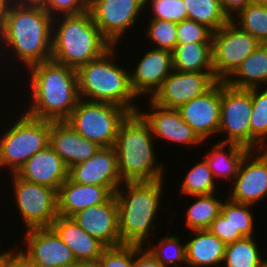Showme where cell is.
<instances>
[{
    "mask_svg": "<svg viewBox=\"0 0 267 267\" xmlns=\"http://www.w3.org/2000/svg\"><path fill=\"white\" fill-rule=\"evenodd\" d=\"M52 25L53 17L39 3L14 2L0 29V49L13 51L24 68L51 60Z\"/></svg>",
    "mask_w": 267,
    "mask_h": 267,
    "instance_id": "6da1fadb",
    "label": "cell"
},
{
    "mask_svg": "<svg viewBox=\"0 0 267 267\" xmlns=\"http://www.w3.org/2000/svg\"><path fill=\"white\" fill-rule=\"evenodd\" d=\"M28 69L32 102L25 113L44 120H66L80 100L77 69L53 60Z\"/></svg>",
    "mask_w": 267,
    "mask_h": 267,
    "instance_id": "7a4b0ae2",
    "label": "cell"
},
{
    "mask_svg": "<svg viewBox=\"0 0 267 267\" xmlns=\"http://www.w3.org/2000/svg\"><path fill=\"white\" fill-rule=\"evenodd\" d=\"M164 178L156 181L123 182L115 192L118 203L119 233L122 244L146 246L155 223L162 194ZM126 190V192H125ZM153 230V231H152ZM147 241V242H146Z\"/></svg>",
    "mask_w": 267,
    "mask_h": 267,
    "instance_id": "3957f363",
    "label": "cell"
},
{
    "mask_svg": "<svg viewBox=\"0 0 267 267\" xmlns=\"http://www.w3.org/2000/svg\"><path fill=\"white\" fill-rule=\"evenodd\" d=\"M59 17L53 18L51 60L78 69L113 46L101 34L89 10Z\"/></svg>",
    "mask_w": 267,
    "mask_h": 267,
    "instance_id": "277c9868",
    "label": "cell"
},
{
    "mask_svg": "<svg viewBox=\"0 0 267 267\" xmlns=\"http://www.w3.org/2000/svg\"><path fill=\"white\" fill-rule=\"evenodd\" d=\"M154 136L138 113H130L119 127L115 141L118 168L123 182L156 181L165 168L157 163ZM164 172V173H163Z\"/></svg>",
    "mask_w": 267,
    "mask_h": 267,
    "instance_id": "5b68a950",
    "label": "cell"
},
{
    "mask_svg": "<svg viewBox=\"0 0 267 267\" xmlns=\"http://www.w3.org/2000/svg\"><path fill=\"white\" fill-rule=\"evenodd\" d=\"M116 49L112 46L101 57L77 69L79 96L80 99L111 103L136 113L139 106L135 103L137 97L130 85L129 70L114 63Z\"/></svg>",
    "mask_w": 267,
    "mask_h": 267,
    "instance_id": "8992f818",
    "label": "cell"
},
{
    "mask_svg": "<svg viewBox=\"0 0 267 267\" xmlns=\"http://www.w3.org/2000/svg\"><path fill=\"white\" fill-rule=\"evenodd\" d=\"M12 124L0 136V168L7 167L11 174H16L32 156L50 144L51 120L34 118L24 112Z\"/></svg>",
    "mask_w": 267,
    "mask_h": 267,
    "instance_id": "52a82bcc",
    "label": "cell"
},
{
    "mask_svg": "<svg viewBox=\"0 0 267 267\" xmlns=\"http://www.w3.org/2000/svg\"><path fill=\"white\" fill-rule=\"evenodd\" d=\"M129 114L121 106L80 99L65 121L100 147H114L119 127Z\"/></svg>",
    "mask_w": 267,
    "mask_h": 267,
    "instance_id": "ba28073f",
    "label": "cell"
},
{
    "mask_svg": "<svg viewBox=\"0 0 267 267\" xmlns=\"http://www.w3.org/2000/svg\"><path fill=\"white\" fill-rule=\"evenodd\" d=\"M12 175L14 199L25 229L51 227L58 217L57 191Z\"/></svg>",
    "mask_w": 267,
    "mask_h": 267,
    "instance_id": "9c48e42d",
    "label": "cell"
},
{
    "mask_svg": "<svg viewBox=\"0 0 267 267\" xmlns=\"http://www.w3.org/2000/svg\"><path fill=\"white\" fill-rule=\"evenodd\" d=\"M260 44L257 38L240 29L232 20L213 32L215 78L218 81H225Z\"/></svg>",
    "mask_w": 267,
    "mask_h": 267,
    "instance_id": "30bf717a",
    "label": "cell"
},
{
    "mask_svg": "<svg viewBox=\"0 0 267 267\" xmlns=\"http://www.w3.org/2000/svg\"><path fill=\"white\" fill-rule=\"evenodd\" d=\"M251 114V88H233L221 81V117L218 134L224 133L228 136L219 142L234 143L250 150Z\"/></svg>",
    "mask_w": 267,
    "mask_h": 267,
    "instance_id": "8fae6325",
    "label": "cell"
},
{
    "mask_svg": "<svg viewBox=\"0 0 267 267\" xmlns=\"http://www.w3.org/2000/svg\"><path fill=\"white\" fill-rule=\"evenodd\" d=\"M145 0H89V11L101 34L118 46L125 31L136 25Z\"/></svg>",
    "mask_w": 267,
    "mask_h": 267,
    "instance_id": "7c38bea8",
    "label": "cell"
},
{
    "mask_svg": "<svg viewBox=\"0 0 267 267\" xmlns=\"http://www.w3.org/2000/svg\"><path fill=\"white\" fill-rule=\"evenodd\" d=\"M23 236L27 246L19 252L31 267H72L77 262L71 249L52 227L28 229Z\"/></svg>",
    "mask_w": 267,
    "mask_h": 267,
    "instance_id": "4fadbf2b",
    "label": "cell"
},
{
    "mask_svg": "<svg viewBox=\"0 0 267 267\" xmlns=\"http://www.w3.org/2000/svg\"><path fill=\"white\" fill-rule=\"evenodd\" d=\"M217 81L214 72L173 70L151 100L164 108L179 109L192 99L206 93Z\"/></svg>",
    "mask_w": 267,
    "mask_h": 267,
    "instance_id": "5bb4252c",
    "label": "cell"
},
{
    "mask_svg": "<svg viewBox=\"0 0 267 267\" xmlns=\"http://www.w3.org/2000/svg\"><path fill=\"white\" fill-rule=\"evenodd\" d=\"M255 152L250 150L245 155L232 182L227 197L234 202L253 206L267 198V149Z\"/></svg>",
    "mask_w": 267,
    "mask_h": 267,
    "instance_id": "9a60e30c",
    "label": "cell"
},
{
    "mask_svg": "<svg viewBox=\"0 0 267 267\" xmlns=\"http://www.w3.org/2000/svg\"><path fill=\"white\" fill-rule=\"evenodd\" d=\"M179 112L183 120L203 141L218 134L221 117V81H217L206 93L182 105Z\"/></svg>",
    "mask_w": 267,
    "mask_h": 267,
    "instance_id": "2e32d148",
    "label": "cell"
},
{
    "mask_svg": "<svg viewBox=\"0 0 267 267\" xmlns=\"http://www.w3.org/2000/svg\"><path fill=\"white\" fill-rule=\"evenodd\" d=\"M68 177L78 184L109 187L114 193L123 184L114 147H101L89 160L69 168Z\"/></svg>",
    "mask_w": 267,
    "mask_h": 267,
    "instance_id": "e0dca14e",
    "label": "cell"
},
{
    "mask_svg": "<svg viewBox=\"0 0 267 267\" xmlns=\"http://www.w3.org/2000/svg\"><path fill=\"white\" fill-rule=\"evenodd\" d=\"M129 71L130 85L137 98L150 94L151 99L173 71L172 52L150 48Z\"/></svg>",
    "mask_w": 267,
    "mask_h": 267,
    "instance_id": "ac0fdd59",
    "label": "cell"
},
{
    "mask_svg": "<svg viewBox=\"0 0 267 267\" xmlns=\"http://www.w3.org/2000/svg\"><path fill=\"white\" fill-rule=\"evenodd\" d=\"M72 218L106 247L121 245L118 203L114 194L106 202L79 211Z\"/></svg>",
    "mask_w": 267,
    "mask_h": 267,
    "instance_id": "d6986e66",
    "label": "cell"
},
{
    "mask_svg": "<svg viewBox=\"0 0 267 267\" xmlns=\"http://www.w3.org/2000/svg\"><path fill=\"white\" fill-rule=\"evenodd\" d=\"M150 111H141L138 113L149 124L154 138L165 139L183 145H200L203 142L194 130L183 120L178 109H168L154 103L151 99L148 101Z\"/></svg>",
    "mask_w": 267,
    "mask_h": 267,
    "instance_id": "ffe728a7",
    "label": "cell"
},
{
    "mask_svg": "<svg viewBox=\"0 0 267 267\" xmlns=\"http://www.w3.org/2000/svg\"><path fill=\"white\" fill-rule=\"evenodd\" d=\"M67 168L89 160L100 146L80 135L65 120L51 121L50 144Z\"/></svg>",
    "mask_w": 267,
    "mask_h": 267,
    "instance_id": "44dd1931",
    "label": "cell"
},
{
    "mask_svg": "<svg viewBox=\"0 0 267 267\" xmlns=\"http://www.w3.org/2000/svg\"><path fill=\"white\" fill-rule=\"evenodd\" d=\"M68 171L61 157L48 145L32 156L16 175L29 182L45 185L58 191L68 178Z\"/></svg>",
    "mask_w": 267,
    "mask_h": 267,
    "instance_id": "7402d4cb",
    "label": "cell"
},
{
    "mask_svg": "<svg viewBox=\"0 0 267 267\" xmlns=\"http://www.w3.org/2000/svg\"><path fill=\"white\" fill-rule=\"evenodd\" d=\"M113 194L109 187L78 184L68 177L57 191L58 215L72 217L90 206L106 202Z\"/></svg>",
    "mask_w": 267,
    "mask_h": 267,
    "instance_id": "603a6c76",
    "label": "cell"
},
{
    "mask_svg": "<svg viewBox=\"0 0 267 267\" xmlns=\"http://www.w3.org/2000/svg\"><path fill=\"white\" fill-rule=\"evenodd\" d=\"M51 227L71 249L76 261L98 259L107 248L102 242L83 230L72 217H58Z\"/></svg>",
    "mask_w": 267,
    "mask_h": 267,
    "instance_id": "cb8c5ba5",
    "label": "cell"
},
{
    "mask_svg": "<svg viewBox=\"0 0 267 267\" xmlns=\"http://www.w3.org/2000/svg\"><path fill=\"white\" fill-rule=\"evenodd\" d=\"M190 237L192 239L185 242L187 266H222L226 246L223 241L213 235L208 229L192 230L189 234Z\"/></svg>",
    "mask_w": 267,
    "mask_h": 267,
    "instance_id": "d4e9b609",
    "label": "cell"
},
{
    "mask_svg": "<svg viewBox=\"0 0 267 267\" xmlns=\"http://www.w3.org/2000/svg\"><path fill=\"white\" fill-rule=\"evenodd\" d=\"M224 82L238 89L267 86V44L261 43Z\"/></svg>",
    "mask_w": 267,
    "mask_h": 267,
    "instance_id": "484cf974",
    "label": "cell"
},
{
    "mask_svg": "<svg viewBox=\"0 0 267 267\" xmlns=\"http://www.w3.org/2000/svg\"><path fill=\"white\" fill-rule=\"evenodd\" d=\"M172 60L174 71L214 72L212 42L176 44Z\"/></svg>",
    "mask_w": 267,
    "mask_h": 267,
    "instance_id": "4316f807",
    "label": "cell"
},
{
    "mask_svg": "<svg viewBox=\"0 0 267 267\" xmlns=\"http://www.w3.org/2000/svg\"><path fill=\"white\" fill-rule=\"evenodd\" d=\"M226 147H228L226 149ZM226 150V152H225ZM250 150L234 143L219 142L213 145L203 158L206 160L215 179L231 180L238 174L240 164Z\"/></svg>",
    "mask_w": 267,
    "mask_h": 267,
    "instance_id": "83f0119b",
    "label": "cell"
},
{
    "mask_svg": "<svg viewBox=\"0 0 267 267\" xmlns=\"http://www.w3.org/2000/svg\"><path fill=\"white\" fill-rule=\"evenodd\" d=\"M250 150L267 149V87L251 88Z\"/></svg>",
    "mask_w": 267,
    "mask_h": 267,
    "instance_id": "f1b7e54d",
    "label": "cell"
},
{
    "mask_svg": "<svg viewBox=\"0 0 267 267\" xmlns=\"http://www.w3.org/2000/svg\"><path fill=\"white\" fill-rule=\"evenodd\" d=\"M211 195L193 196L197 199L192 202L186 209V219L184 223L188 229L203 230L208 229L213 220L221 213V206L223 201Z\"/></svg>",
    "mask_w": 267,
    "mask_h": 267,
    "instance_id": "f546056e",
    "label": "cell"
},
{
    "mask_svg": "<svg viewBox=\"0 0 267 267\" xmlns=\"http://www.w3.org/2000/svg\"><path fill=\"white\" fill-rule=\"evenodd\" d=\"M254 236L244 237L225 246L224 267H263V259ZM221 267V266H220Z\"/></svg>",
    "mask_w": 267,
    "mask_h": 267,
    "instance_id": "4dcf8cb0",
    "label": "cell"
},
{
    "mask_svg": "<svg viewBox=\"0 0 267 267\" xmlns=\"http://www.w3.org/2000/svg\"><path fill=\"white\" fill-rule=\"evenodd\" d=\"M188 19L203 24L213 32L217 31L230 20L224 14L219 0H183Z\"/></svg>",
    "mask_w": 267,
    "mask_h": 267,
    "instance_id": "1f68e13d",
    "label": "cell"
},
{
    "mask_svg": "<svg viewBox=\"0 0 267 267\" xmlns=\"http://www.w3.org/2000/svg\"><path fill=\"white\" fill-rule=\"evenodd\" d=\"M236 16L239 18L238 21ZM236 16L232 19L234 24L261 43L267 44V4L252 2Z\"/></svg>",
    "mask_w": 267,
    "mask_h": 267,
    "instance_id": "d6a6232c",
    "label": "cell"
},
{
    "mask_svg": "<svg viewBox=\"0 0 267 267\" xmlns=\"http://www.w3.org/2000/svg\"><path fill=\"white\" fill-rule=\"evenodd\" d=\"M215 178L203 158L189 169L181 185V193L187 196L211 195L216 192Z\"/></svg>",
    "mask_w": 267,
    "mask_h": 267,
    "instance_id": "836d02e7",
    "label": "cell"
},
{
    "mask_svg": "<svg viewBox=\"0 0 267 267\" xmlns=\"http://www.w3.org/2000/svg\"><path fill=\"white\" fill-rule=\"evenodd\" d=\"M180 241L176 233L174 236L167 235L158 244L148 245L150 247L147 250L164 267H179L181 263L186 264V243L182 244Z\"/></svg>",
    "mask_w": 267,
    "mask_h": 267,
    "instance_id": "e575fe53",
    "label": "cell"
},
{
    "mask_svg": "<svg viewBox=\"0 0 267 267\" xmlns=\"http://www.w3.org/2000/svg\"><path fill=\"white\" fill-rule=\"evenodd\" d=\"M250 204L238 203L230 200L228 197L223 200L221 213L231 222L235 230L244 237L254 236V215Z\"/></svg>",
    "mask_w": 267,
    "mask_h": 267,
    "instance_id": "d590c367",
    "label": "cell"
},
{
    "mask_svg": "<svg viewBox=\"0 0 267 267\" xmlns=\"http://www.w3.org/2000/svg\"><path fill=\"white\" fill-rule=\"evenodd\" d=\"M146 33L153 48L173 52L177 44V23L168 20L149 19Z\"/></svg>",
    "mask_w": 267,
    "mask_h": 267,
    "instance_id": "8d00e7d4",
    "label": "cell"
},
{
    "mask_svg": "<svg viewBox=\"0 0 267 267\" xmlns=\"http://www.w3.org/2000/svg\"><path fill=\"white\" fill-rule=\"evenodd\" d=\"M151 2L152 18L179 23L188 19V13L183 0H145V8ZM148 3V4H147ZM153 12V13H152Z\"/></svg>",
    "mask_w": 267,
    "mask_h": 267,
    "instance_id": "74e56055",
    "label": "cell"
},
{
    "mask_svg": "<svg viewBox=\"0 0 267 267\" xmlns=\"http://www.w3.org/2000/svg\"><path fill=\"white\" fill-rule=\"evenodd\" d=\"M135 244L107 247L99 257L101 267H134Z\"/></svg>",
    "mask_w": 267,
    "mask_h": 267,
    "instance_id": "f35d334b",
    "label": "cell"
},
{
    "mask_svg": "<svg viewBox=\"0 0 267 267\" xmlns=\"http://www.w3.org/2000/svg\"><path fill=\"white\" fill-rule=\"evenodd\" d=\"M213 31L194 20L185 19L177 23V44L212 42Z\"/></svg>",
    "mask_w": 267,
    "mask_h": 267,
    "instance_id": "ab89813d",
    "label": "cell"
},
{
    "mask_svg": "<svg viewBox=\"0 0 267 267\" xmlns=\"http://www.w3.org/2000/svg\"><path fill=\"white\" fill-rule=\"evenodd\" d=\"M38 3L53 18L76 15L89 10V0H40Z\"/></svg>",
    "mask_w": 267,
    "mask_h": 267,
    "instance_id": "60d3db41",
    "label": "cell"
},
{
    "mask_svg": "<svg viewBox=\"0 0 267 267\" xmlns=\"http://www.w3.org/2000/svg\"><path fill=\"white\" fill-rule=\"evenodd\" d=\"M208 230L226 245L244 238L239 230H235L231 222L222 213L213 220Z\"/></svg>",
    "mask_w": 267,
    "mask_h": 267,
    "instance_id": "b9f144b4",
    "label": "cell"
},
{
    "mask_svg": "<svg viewBox=\"0 0 267 267\" xmlns=\"http://www.w3.org/2000/svg\"><path fill=\"white\" fill-rule=\"evenodd\" d=\"M134 267H164V266L161 263H159L144 246L135 244Z\"/></svg>",
    "mask_w": 267,
    "mask_h": 267,
    "instance_id": "7bdbcfd3",
    "label": "cell"
},
{
    "mask_svg": "<svg viewBox=\"0 0 267 267\" xmlns=\"http://www.w3.org/2000/svg\"><path fill=\"white\" fill-rule=\"evenodd\" d=\"M15 250L6 251L0 257V267H31L29 261L19 252Z\"/></svg>",
    "mask_w": 267,
    "mask_h": 267,
    "instance_id": "ee69618b",
    "label": "cell"
},
{
    "mask_svg": "<svg viewBox=\"0 0 267 267\" xmlns=\"http://www.w3.org/2000/svg\"><path fill=\"white\" fill-rule=\"evenodd\" d=\"M252 2V0H219L221 8L229 20H232L234 15H237Z\"/></svg>",
    "mask_w": 267,
    "mask_h": 267,
    "instance_id": "f6af8a7d",
    "label": "cell"
},
{
    "mask_svg": "<svg viewBox=\"0 0 267 267\" xmlns=\"http://www.w3.org/2000/svg\"><path fill=\"white\" fill-rule=\"evenodd\" d=\"M14 0H0V29L4 25L6 16Z\"/></svg>",
    "mask_w": 267,
    "mask_h": 267,
    "instance_id": "bcb514c9",
    "label": "cell"
},
{
    "mask_svg": "<svg viewBox=\"0 0 267 267\" xmlns=\"http://www.w3.org/2000/svg\"><path fill=\"white\" fill-rule=\"evenodd\" d=\"M72 267H101L99 258L95 260L77 261Z\"/></svg>",
    "mask_w": 267,
    "mask_h": 267,
    "instance_id": "7dc6e473",
    "label": "cell"
},
{
    "mask_svg": "<svg viewBox=\"0 0 267 267\" xmlns=\"http://www.w3.org/2000/svg\"><path fill=\"white\" fill-rule=\"evenodd\" d=\"M15 2H31V3H38L40 0H14Z\"/></svg>",
    "mask_w": 267,
    "mask_h": 267,
    "instance_id": "c3c4849f",
    "label": "cell"
},
{
    "mask_svg": "<svg viewBox=\"0 0 267 267\" xmlns=\"http://www.w3.org/2000/svg\"><path fill=\"white\" fill-rule=\"evenodd\" d=\"M254 3L267 4V0H252Z\"/></svg>",
    "mask_w": 267,
    "mask_h": 267,
    "instance_id": "681fc988",
    "label": "cell"
},
{
    "mask_svg": "<svg viewBox=\"0 0 267 267\" xmlns=\"http://www.w3.org/2000/svg\"><path fill=\"white\" fill-rule=\"evenodd\" d=\"M263 267H267V259L263 261Z\"/></svg>",
    "mask_w": 267,
    "mask_h": 267,
    "instance_id": "f907efd6",
    "label": "cell"
},
{
    "mask_svg": "<svg viewBox=\"0 0 267 267\" xmlns=\"http://www.w3.org/2000/svg\"><path fill=\"white\" fill-rule=\"evenodd\" d=\"M6 251H7V249H6L5 251H2V252L0 253V257H1Z\"/></svg>",
    "mask_w": 267,
    "mask_h": 267,
    "instance_id": "816d5d0a",
    "label": "cell"
}]
</instances>
